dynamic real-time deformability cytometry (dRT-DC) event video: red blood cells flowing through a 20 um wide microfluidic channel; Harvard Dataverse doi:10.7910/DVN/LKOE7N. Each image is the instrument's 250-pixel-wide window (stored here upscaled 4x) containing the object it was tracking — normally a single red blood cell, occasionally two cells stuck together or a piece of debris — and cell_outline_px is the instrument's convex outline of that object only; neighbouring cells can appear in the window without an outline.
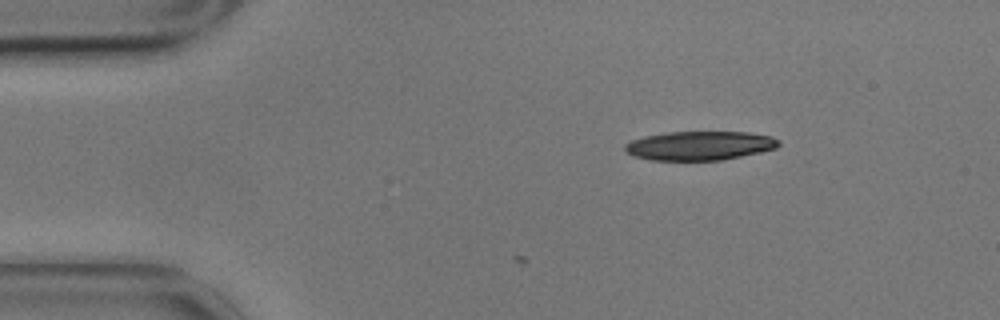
{"species": "common noctule bat (a hibernating species)", "species_latin": "Nyctalus noctula", "temperature_condition": "cold", "stored_images_in_passage": 5, "camera_frame_rate_fps": 3000, "um_per_image_px": 0.085, "animal": {"sex": "male", "body_mass_g": 17.9}, "frame": {"image": 1, "passage_image": 1, "time_ms": 0.0, "image_size_px": [1000, 320], "cell_outline_px": [[780, 144], [776, 148], [760, 152], [720, 160], [648, 160], [632, 156], [624, 152], [624, 144], [632, 140], [644, 136], [668, 132], [748, 132], [772, 136], [780, 140]], "centroid_in_image_um": [59.44, 12.38], "position_along_channel_um": 25.6, "area_um2": 26.13}}